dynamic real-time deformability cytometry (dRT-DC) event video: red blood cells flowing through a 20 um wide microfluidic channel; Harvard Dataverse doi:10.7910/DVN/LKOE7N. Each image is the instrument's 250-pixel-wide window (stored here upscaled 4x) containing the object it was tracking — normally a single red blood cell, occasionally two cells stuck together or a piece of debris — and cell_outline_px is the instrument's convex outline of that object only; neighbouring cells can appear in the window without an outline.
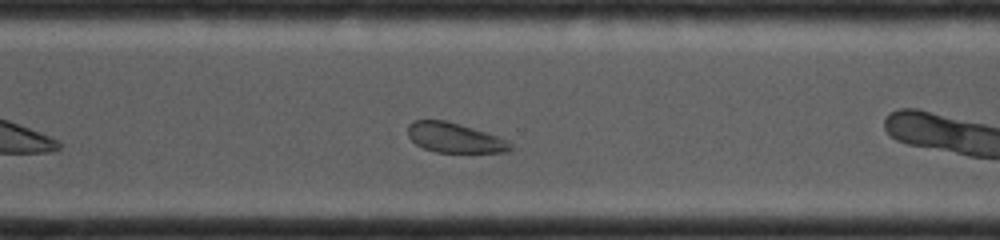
{"species": "common noctule bat (a hibernating species)", "species_latin": "Nyctalus noctula", "temperature_condition": "cold", "stored_images_in_passage": 19, "camera_frame_rate_fps": 4000, "um_per_image_px": 0.085, "animal": {"sex": "female", "body_mass_g": 19.0, "forearm_length_mm": 53.3}, "frame": {"image": 1, "passage_image": 11, "time_ms": 5.0, "image_size_px": [1000, 240], "cell_outline_px": [[512, 148], [508, 152], [436, 152], [424, 148], [416, 144], [408, 136], [408, 124], [412, 120], [444, 120], [460, 124], [508, 140], [512, 144]], "centroid_in_image_um": [38.62, 11.71], "position_along_channel_um": 332.0, "area_um2": 17.69}}